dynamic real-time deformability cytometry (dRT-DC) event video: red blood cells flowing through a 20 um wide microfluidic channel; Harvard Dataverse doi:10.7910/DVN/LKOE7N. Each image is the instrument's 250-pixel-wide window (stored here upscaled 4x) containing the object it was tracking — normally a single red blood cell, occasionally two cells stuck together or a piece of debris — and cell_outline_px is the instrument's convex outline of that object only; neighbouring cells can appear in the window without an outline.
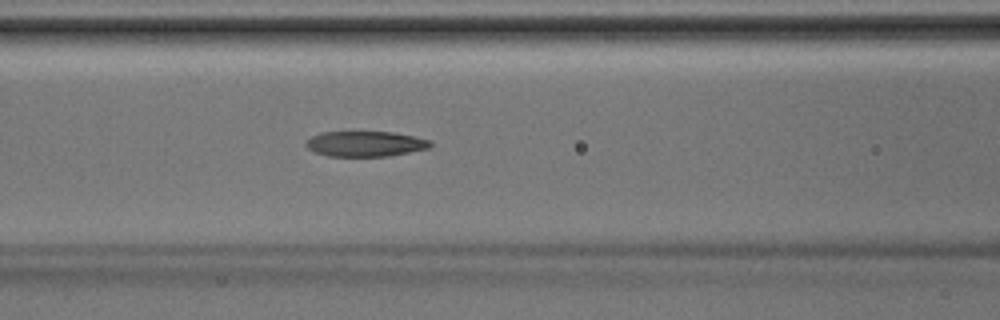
{"species": "Egyptian fruit bat (a non-hibernating species)", "species_latin": "Rousettus aegyptiacus", "temperature_condition": "room temperature", "stored_images_in_passage": 31, "camera_frame_rate_fps": 3000, "um_per_image_px": 0.085, "animal": {"sex": "male"}, "frame": {"image": 1, "passage_image": 10, "time_ms": 3.0, "image_size_px": [1000, 320], "cell_outline_px": [[432, 144], [428, 148], [388, 156], [328, 156], [316, 152], [308, 148], [308, 140], [312, 136], [320, 132], [392, 132], [432, 140]], "centroid_in_image_um": [31.08, 12.22], "position_along_channel_um": 135.5, "area_um2": 18.09}}